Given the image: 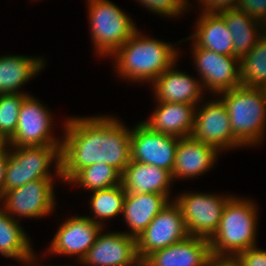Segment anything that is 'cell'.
Here are the masks:
<instances>
[{
    "mask_svg": "<svg viewBox=\"0 0 266 266\" xmlns=\"http://www.w3.org/2000/svg\"><path fill=\"white\" fill-rule=\"evenodd\" d=\"M62 125L60 173L68 183L81 169L105 163L120 174L131 162V130L114 116L70 117Z\"/></svg>",
    "mask_w": 266,
    "mask_h": 266,
    "instance_id": "obj_1",
    "label": "cell"
},
{
    "mask_svg": "<svg viewBox=\"0 0 266 266\" xmlns=\"http://www.w3.org/2000/svg\"><path fill=\"white\" fill-rule=\"evenodd\" d=\"M137 29L111 56L118 76L127 81L150 82L178 61L180 50L162 40L146 37Z\"/></svg>",
    "mask_w": 266,
    "mask_h": 266,
    "instance_id": "obj_2",
    "label": "cell"
},
{
    "mask_svg": "<svg viewBox=\"0 0 266 266\" xmlns=\"http://www.w3.org/2000/svg\"><path fill=\"white\" fill-rule=\"evenodd\" d=\"M257 204L233 195L226 203L219 227L209 240L212 256L235 257L257 244Z\"/></svg>",
    "mask_w": 266,
    "mask_h": 266,
    "instance_id": "obj_3",
    "label": "cell"
},
{
    "mask_svg": "<svg viewBox=\"0 0 266 266\" xmlns=\"http://www.w3.org/2000/svg\"><path fill=\"white\" fill-rule=\"evenodd\" d=\"M234 138L243 146L262 143L266 131V88L239 86L218 94Z\"/></svg>",
    "mask_w": 266,
    "mask_h": 266,
    "instance_id": "obj_4",
    "label": "cell"
},
{
    "mask_svg": "<svg viewBox=\"0 0 266 266\" xmlns=\"http://www.w3.org/2000/svg\"><path fill=\"white\" fill-rule=\"evenodd\" d=\"M87 4L93 49L99 56L111 57L138 28L110 0H87Z\"/></svg>",
    "mask_w": 266,
    "mask_h": 266,
    "instance_id": "obj_5",
    "label": "cell"
},
{
    "mask_svg": "<svg viewBox=\"0 0 266 266\" xmlns=\"http://www.w3.org/2000/svg\"><path fill=\"white\" fill-rule=\"evenodd\" d=\"M60 149L61 145L8 146L4 193L36 179H54V176H56V178L61 180ZM52 163H55L54 172L56 175L54 176L49 169Z\"/></svg>",
    "mask_w": 266,
    "mask_h": 266,
    "instance_id": "obj_6",
    "label": "cell"
},
{
    "mask_svg": "<svg viewBox=\"0 0 266 266\" xmlns=\"http://www.w3.org/2000/svg\"><path fill=\"white\" fill-rule=\"evenodd\" d=\"M233 195L181 193L174 201L181 209L189 236L210 240L216 233L223 209Z\"/></svg>",
    "mask_w": 266,
    "mask_h": 266,
    "instance_id": "obj_7",
    "label": "cell"
},
{
    "mask_svg": "<svg viewBox=\"0 0 266 266\" xmlns=\"http://www.w3.org/2000/svg\"><path fill=\"white\" fill-rule=\"evenodd\" d=\"M54 179H36L29 183L6 191L0 198V205L14 220L16 217L42 218L54 211Z\"/></svg>",
    "mask_w": 266,
    "mask_h": 266,
    "instance_id": "obj_8",
    "label": "cell"
},
{
    "mask_svg": "<svg viewBox=\"0 0 266 266\" xmlns=\"http://www.w3.org/2000/svg\"><path fill=\"white\" fill-rule=\"evenodd\" d=\"M52 113L42 102L28 94L20 106L14 136L6 144L12 147L61 145L62 139L52 134Z\"/></svg>",
    "mask_w": 266,
    "mask_h": 266,
    "instance_id": "obj_9",
    "label": "cell"
},
{
    "mask_svg": "<svg viewBox=\"0 0 266 266\" xmlns=\"http://www.w3.org/2000/svg\"><path fill=\"white\" fill-rule=\"evenodd\" d=\"M173 201V202H172ZM170 201L136 238L137 255L143 261L149 254L186 239L189 234L178 204Z\"/></svg>",
    "mask_w": 266,
    "mask_h": 266,
    "instance_id": "obj_10",
    "label": "cell"
},
{
    "mask_svg": "<svg viewBox=\"0 0 266 266\" xmlns=\"http://www.w3.org/2000/svg\"><path fill=\"white\" fill-rule=\"evenodd\" d=\"M192 56L204 90L219 93L241 86L240 59L192 44Z\"/></svg>",
    "mask_w": 266,
    "mask_h": 266,
    "instance_id": "obj_11",
    "label": "cell"
},
{
    "mask_svg": "<svg viewBox=\"0 0 266 266\" xmlns=\"http://www.w3.org/2000/svg\"><path fill=\"white\" fill-rule=\"evenodd\" d=\"M191 137L214 146L219 152L243 147L234 138L229 115L223 101L216 96L215 99L196 107Z\"/></svg>",
    "mask_w": 266,
    "mask_h": 266,
    "instance_id": "obj_12",
    "label": "cell"
},
{
    "mask_svg": "<svg viewBox=\"0 0 266 266\" xmlns=\"http://www.w3.org/2000/svg\"><path fill=\"white\" fill-rule=\"evenodd\" d=\"M179 138L152 131L143 122L131 128V160L154 165L171 174Z\"/></svg>",
    "mask_w": 266,
    "mask_h": 266,
    "instance_id": "obj_13",
    "label": "cell"
},
{
    "mask_svg": "<svg viewBox=\"0 0 266 266\" xmlns=\"http://www.w3.org/2000/svg\"><path fill=\"white\" fill-rule=\"evenodd\" d=\"M102 229L103 226L87 216H72L61 223L45 252L67 257L75 255L81 262Z\"/></svg>",
    "mask_w": 266,
    "mask_h": 266,
    "instance_id": "obj_14",
    "label": "cell"
},
{
    "mask_svg": "<svg viewBox=\"0 0 266 266\" xmlns=\"http://www.w3.org/2000/svg\"><path fill=\"white\" fill-rule=\"evenodd\" d=\"M102 229L79 264L87 266H131L138 260L136 238Z\"/></svg>",
    "mask_w": 266,
    "mask_h": 266,
    "instance_id": "obj_15",
    "label": "cell"
},
{
    "mask_svg": "<svg viewBox=\"0 0 266 266\" xmlns=\"http://www.w3.org/2000/svg\"><path fill=\"white\" fill-rule=\"evenodd\" d=\"M176 64L174 63L152 82L154 101L198 106L204 101L201 100L204 95L201 80L195 79L186 72L175 70Z\"/></svg>",
    "mask_w": 266,
    "mask_h": 266,
    "instance_id": "obj_16",
    "label": "cell"
},
{
    "mask_svg": "<svg viewBox=\"0 0 266 266\" xmlns=\"http://www.w3.org/2000/svg\"><path fill=\"white\" fill-rule=\"evenodd\" d=\"M212 257L208 239L188 236L170 246L156 250L144 260V266H205Z\"/></svg>",
    "mask_w": 266,
    "mask_h": 266,
    "instance_id": "obj_17",
    "label": "cell"
},
{
    "mask_svg": "<svg viewBox=\"0 0 266 266\" xmlns=\"http://www.w3.org/2000/svg\"><path fill=\"white\" fill-rule=\"evenodd\" d=\"M220 152L193 137L180 138L175 155L172 178L189 179L205 174L213 168Z\"/></svg>",
    "mask_w": 266,
    "mask_h": 266,
    "instance_id": "obj_18",
    "label": "cell"
},
{
    "mask_svg": "<svg viewBox=\"0 0 266 266\" xmlns=\"http://www.w3.org/2000/svg\"><path fill=\"white\" fill-rule=\"evenodd\" d=\"M153 114L142 121L152 131L165 135L185 138L190 137L194 127L197 105L186 103L156 102Z\"/></svg>",
    "mask_w": 266,
    "mask_h": 266,
    "instance_id": "obj_19",
    "label": "cell"
},
{
    "mask_svg": "<svg viewBox=\"0 0 266 266\" xmlns=\"http://www.w3.org/2000/svg\"><path fill=\"white\" fill-rule=\"evenodd\" d=\"M172 174L154 165L132 161L121 174V184L126 193H158L170 200Z\"/></svg>",
    "mask_w": 266,
    "mask_h": 266,
    "instance_id": "obj_20",
    "label": "cell"
},
{
    "mask_svg": "<svg viewBox=\"0 0 266 266\" xmlns=\"http://www.w3.org/2000/svg\"><path fill=\"white\" fill-rule=\"evenodd\" d=\"M170 201L165 195L158 193H126L121 215L130 232L123 233L138 238Z\"/></svg>",
    "mask_w": 266,
    "mask_h": 266,
    "instance_id": "obj_21",
    "label": "cell"
},
{
    "mask_svg": "<svg viewBox=\"0 0 266 266\" xmlns=\"http://www.w3.org/2000/svg\"><path fill=\"white\" fill-rule=\"evenodd\" d=\"M196 22L194 34L177 43L190 39L199 48L234 56L232 35L225 20L219 14L201 13Z\"/></svg>",
    "mask_w": 266,
    "mask_h": 266,
    "instance_id": "obj_22",
    "label": "cell"
},
{
    "mask_svg": "<svg viewBox=\"0 0 266 266\" xmlns=\"http://www.w3.org/2000/svg\"><path fill=\"white\" fill-rule=\"evenodd\" d=\"M45 62L40 57L19 54L0 56V94L26 93L20 88L40 73Z\"/></svg>",
    "mask_w": 266,
    "mask_h": 266,
    "instance_id": "obj_23",
    "label": "cell"
},
{
    "mask_svg": "<svg viewBox=\"0 0 266 266\" xmlns=\"http://www.w3.org/2000/svg\"><path fill=\"white\" fill-rule=\"evenodd\" d=\"M219 15L225 20L232 35L234 56L241 59L262 37L260 23L238 9L223 11Z\"/></svg>",
    "mask_w": 266,
    "mask_h": 266,
    "instance_id": "obj_24",
    "label": "cell"
},
{
    "mask_svg": "<svg viewBox=\"0 0 266 266\" xmlns=\"http://www.w3.org/2000/svg\"><path fill=\"white\" fill-rule=\"evenodd\" d=\"M0 206V254L26 264L33 254L30 237L19 224Z\"/></svg>",
    "mask_w": 266,
    "mask_h": 266,
    "instance_id": "obj_25",
    "label": "cell"
},
{
    "mask_svg": "<svg viewBox=\"0 0 266 266\" xmlns=\"http://www.w3.org/2000/svg\"><path fill=\"white\" fill-rule=\"evenodd\" d=\"M91 192L92 195L89 201L91 206L90 212L94 214L93 217L87 216V218L105 227L104 221L122 214L126 197V191L122 184Z\"/></svg>",
    "mask_w": 266,
    "mask_h": 266,
    "instance_id": "obj_26",
    "label": "cell"
},
{
    "mask_svg": "<svg viewBox=\"0 0 266 266\" xmlns=\"http://www.w3.org/2000/svg\"><path fill=\"white\" fill-rule=\"evenodd\" d=\"M241 86L266 88V39L261 37L255 47L240 59Z\"/></svg>",
    "mask_w": 266,
    "mask_h": 266,
    "instance_id": "obj_27",
    "label": "cell"
},
{
    "mask_svg": "<svg viewBox=\"0 0 266 266\" xmlns=\"http://www.w3.org/2000/svg\"><path fill=\"white\" fill-rule=\"evenodd\" d=\"M79 185L83 190H101L121 184V174L105 163H95L81 169L68 184Z\"/></svg>",
    "mask_w": 266,
    "mask_h": 266,
    "instance_id": "obj_28",
    "label": "cell"
},
{
    "mask_svg": "<svg viewBox=\"0 0 266 266\" xmlns=\"http://www.w3.org/2000/svg\"><path fill=\"white\" fill-rule=\"evenodd\" d=\"M29 93L0 94V139L7 143L16 131L19 110Z\"/></svg>",
    "mask_w": 266,
    "mask_h": 266,
    "instance_id": "obj_29",
    "label": "cell"
},
{
    "mask_svg": "<svg viewBox=\"0 0 266 266\" xmlns=\"http://www.w3.org/2000/svg\"><path fill=\"white\" fill-rule=\"evenodd\" d=\"M145 6L159 16H166L169 18L178 17L189 8V0H137V2ZM188 5V6H187Z\"/></svg>",
    "mask_w": 266,
    "mask_h": 266,
    "instance_id": "obj_30",
    "label": "cell"
},
{
    "mask_svg": "<svg viewBox=\"0 0 266 266\" xmlns=\"http://www.w3.org/2000/svg\"><path fill=\"white\" fill-rule=\"evenodd\" d=\"M234 258L240 266H266V250L257 246L238 253Z\"/></svg>",
    "mask_w": 266,
    "mask_h": 266,
    "instance_id": "obj_31",
    "label": "cell"
},
{
    "mask_svg": "<svg viewBox=\"0 0 266 266\" xmlns=\"http://www.w3.org/2000/svg\"><path fill=\"white\" fill-rule=\"evenodd\" d=\"M237 9L260 22L266 16V0H239Z\"/></svg>",
    "mask_w": 266,
    "mask_h": 266,
    "instance_id": "obj_32",
    "label": "cell"
},
{
    "mask_svg": "<svg viewBox=\"0 0 266 266\" xmlns=\"http://www.w3.org/2000/svg\"><path fill=\"white\" fill-rule=\"evenodd\" d=\"M201 4V13L219 14L223 11L237 9L239 0H197Z\"/></svg>",
    "mask_w": 266,
    "mask_h": 266,
    "instance_id": "obj_33",
    "label": "cell"
},
{
    "mask_svg": "<svg viewBox=\"0 0 266 266\" xmlns=\"http://www.w3.org/2000/svg\"><path fill=\"white\" fill-rule=\"evenodd\" d=\"M8 161V145L4 143L0 147V198L4 193L5 167Z\"/></svg>",
    "mask_w": 266,
    "mask_h": 266,
    "instance_id": "obj_34",
    "label": "cell"
},
{
    "mask_svg": "<svg viewBox=\"0 0 266 266\" xmlns=\"http://www.w3.org/2000/svg\"><path fill=\"white\" fill-rule=\"evenodd\" d=\"M205 266H240L234 257L212 256Z\"/></svg>",
    "mask_w": 266,
    "mask_h": 266,
    "instance_id": "obj_35",
    "label": "cell"
},
{
    "mask_svg": "<svg viewBox=\"0 0 266 266\" xmlns=\"http://www.w3.org/2000/svg\"><path fill=\"white\" fill-rule=\"evenodd\" d=\"M36 258L37 257L35 256L33 252L32 256L28 259V261L26 262L24 266H41L40 264L37 263ZM43 266H57V265H43Z\"/></svg>",
    "mask_w": 266,
    "mask_h": 266,
    "instance_id": "obj_36",
    "label": "cell"
},
{
    "mask_svg": "<svg viewBox=\"0 0 266 266\" xmlns=\"http://www.w3.org/2000/svg\"><path fill=\"white\" fill-rule=\"evenodd\" d=\"M259 23H260L261 36L266 39V16Z\"/></svg>",
    "mask_w": 266,
    "mask_h": 266,
    "instance_id": "obj_37",
    "label": "cell"
},
{
    "mask_svg": "<svg viewBox=\"0 0 266 266\" xmlns=\"http://www.w3.org/2000/svg\"><path fill=\"white\" fill-rule=\"evenodd\" d=\"M131 266H144V263L143 261L138 260L134 265H131Z\"/></svg>",
    "mask_w": 266,
    "mask_h": 266,
    "instance_id": "obj_38",
    "label": "cell"
},
{
    "mask_svg": "<svg viewBox=\"0 0 266 266\" xmlns=\"http://www.w3.org/2000/svg\"><path fill=\"white\" fill-rule=\"evenodd\" d=\"M4 144V142L0 139V147Z\"/></svg>",
    "mask_w": 266,
    "mask_h": 266,
    "instance_id": "obj_39",
    "label": "cell"
}]
</instances>
